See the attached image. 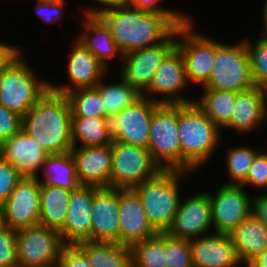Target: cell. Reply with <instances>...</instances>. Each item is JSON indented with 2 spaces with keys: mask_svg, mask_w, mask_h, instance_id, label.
I'll list each match as a JSON object with an SVG mask.
<instances>
[{
  "mask_svg": "<svg viewBox=\"0 0 267 267\" xmlns=\"http://www.w3.org/2000/svg\"><path fill=\"white\" fill-rule=\"evenodd\" d=\"M86 15L98 16L105 23L122 55L157 45L178 27L166 13L145 12L133 5L88 9Z\"/></svg>",
  "mask_w": 267,
  "mask_h": 267,
  "instance_id": "1",
  "label": "cell"
},
{
  "mask_svg": "<svg viewBox=\"0 0 267 267\" xmlns=\"http://www.w3.org/2000/svg\"><path fill=\"white\" fill-rule=\"evenodd\" d=\"M72 111L66 95L48 90L22 117V129L48 153L69 152L72 144Z\"/></svg>",
  "mask_w": 267,
  "mask_h": 267,
  "instance_id": "2",
  "label": "cell"
},
{
  "mask_svg": "<svg viewBox=\"0 0 267 267\" xmlns=\"http://www.w3.org/2000/svg\"><path fill=\"white\" fill-rule=\"evenodd\" d=\"M177 127L181 171H191L199 167L219 144L220 128L195 103H178Z\"/></svg>",
  "mask_w": 267,
  "mask_h": 267,
  "instance_id": "3",
  "label": "cell"
},
{
  "mask_svg": "<svg viewBox=\"0 0 267 267\" xmlns=\"http://www.w3.org/2000/svg\"><path fill=\"white\" fill-rule=\"evenodd\" d=\"M181 170L162 169L156 176L137 185L138 194L149 223L157 232H167L179 209L178 189Z\"/></svg>",
  "mask_w": 267,
  "mask_h": 267,
  "instance_id": "4",
  "label": "cell"
},
{
  "mask_svg": "<svg viewBox=\"0 0 267 267\" xmlns=\"http://www.w3.org/2000/svg\"><path fill=\"white\" fill-rule=\"evenodd\" d=\"M19 53L0 71V104L23 117L46 94L50 84L38 83Z\"/></svg>",
  "mask_w": 267,
  "mask_h": 267,
  "instance_id": "5",
  "label": "cell"
},
{
  "mask_svg": "<svg viewBox=\"0 0 267 267\" xmlns=\"http://www.w3.org/2000/svg\"><path fill=\"white\" fill-rule=\"evenodd\" d=\"M145 96L142 94L139 100L118 114L104 117L105 130L113 141L147 148L151 118L161 103H194L193 100L179 98V95L159 101Z\"/></svg>",
  "mask_w": 267,
  "mask_h": 267,
  "instance_id": "6",
  "label": "cell"
},
{
  "mask_svg": "<svg viewBox=\"0 0 267 267\" xmlns=\"http://www.w3.org/2000/svg\"><path fill=\"white\" fill-rule=\"evenodd\" d=\"M177 126L178 103H161L151 118L147 149L162 169L181 170V146Z\"/></svg>",
  "mask_w": 267,
  "mask_h": 267,
  "instance_id": "7",
  "label": "cell"
},
{
  "mask_svg": "<svg viewBox=\"0 0 267 267\" xmlns=\"http://www.w3.org/2000/svg\"><path fill=\"white\" fill-rule=\"evenodd\" d=\"M253 86L246 42L234 46L216 42L215 62L203 88L237 93Z\"/></svg>",
  "mask_w": 267,
  "mask_h": 267,
  "instance_id": "8",
  "label": "cell"
},
{
  "mask_svg": "<svg viewBox=\"0 0 267 267\" xmlns=\"http://www.w3.org/2000/svg\"><path fill=\"white\" fill-rule=\"evenodd\" d=\"M111 151L112 188L133 189L162 170L145 147L112 141Z\"/></svg>",
  "mask_w": 267,
  "mask_h": 267,
  "instance_id": "9",
  "label": "cell"
},
{
  "mask_svg": "<svg viewBox=\"0 0 267 267\" xmlns=\"http://www.w3.org/2000/svg\"><path fill=\"white\" fill-rule=\"evenodd\" d=\"M64 244L60 233L43 225L17 230L18 266L57 267Z\"/></svg>",
  "mask_w": 267,
  "mask_h": 267,
  "instance_id": "10",
  "label": "cell"
},
{
  "mask_svg": "<svg viewBox=\"0 0 267 267\" xmlns=\"http://www.w3.org/2000/svg\"><path fill=\"white\" fill-rule=\"evenodd\" d=\"M177 35V28L161 43L135 50L122 55L124 67L122 78L135 87L141 94L147 90L157 69L165 58L176 48L177 41L172 39Z\"/></svg>",
  "mask_w": 267,
  "mask_h": 267,
  "instance_id": "11",
  "label": "cell"
},
{
  "mask_svg": "<svg viewBox=\"0 0 267 267\" xmlns=\"http://www.w3.org/2000/svg\"><path fill=\"white\" fill-rule=\"evenodd\" d=\"M191 25H179L177 36H183L177 41L176 48L181 52L187 79L204 86L210 78L215 62L216 42L200 35L191 33Z\"/></svg>",
  "mask_w": 267,
  "mask_h": 267,
  "instance_id": "12",
  "label": "cell"
},
{
  "mask_svg": "<svg viewBox=\"0 0 267 267\" xmlns=\"http://www.w3.org/2000/svg\"><path fill=\"white\" fill-rule=\"evenodd\" d=\"M242 187L226 183L216 196L209 194L215 233L230 234L252 214L253 202Z\"/></svg>",
  "mask_w": 267,
  "mask_h": 267,
  "instance_id": "13",
  "label": "cell"
},
{
  "mask_svg": "<svg viewBox=\"0 0 267 267\" xmlns=\"http://www.w3.org/2000/svg\"><path fill=\"white\" fill-rule=\"evenodd\" d=\"M1 205L4 226L20 230L38 225L40 216V182L38 178L23 177Z\"/></svg>",
  "mask_w": 267,
  "mask_h": 267,
  "instance_id": "14",
  "label": "cell"
},
{
  "mask_svg": "<svg viewBox=\"0 0 267 267\" xmlns=\"http://www.w3.org/2000/svg\"><path fill=\"white\" fill-rule=\"evenodd\" d=\"M158 232L149 223L141 199L133 189H119V241L131 248Z\"/></svg>",
  "mask_w": 267,
  "mask_h": 267,
  "instance_id": "15",
  "label": "cell"
},
{
  "mask_svg": "<svg viewBox=\"0 0 267 267\" xmlns=\"http://www.w3.org/2000/svg\"><path fill=\"white\" fill-rule=\"evenodd\" d=\"M91 215V237L88 241L118 243L119 189L94 187Z\"/></svg>",
  "mask_w": 267,
  "mask_h": 267,
  "instance_id": "16",
  "label": "cell"
},
{
  "mask_svg": "<svg viewBox=\"0 0 267 267\" xmlns=\"http://www.w3.org/2000/svg\"><path fill=\"white\" fill-rule=\"evenodd\" d=\"M81 186L110 187L112 151L110 145L73 147L70 150Z\"/></svg>",
  "mask_w": 267,
  "mask_h": 267,
  "instance_id": "17",
  "label": "cell"
},
{
  "mask_svg": "<svg viewBox=\"0 0 267 267\" xmlns=\"http://www.w3.org/2000/svg\"><path fill=\"white\" fill-rule=\"evenodd\" d=\"M93 201L94 186H80L71 193L64 228L60 233L64 245H77L90 239Z\"/></svg>",
  "mask_w": 267,
  "mask_h": 267,
  "instance_id": "18",
  "label": "cell"
},
{
  "mask_svg": "<svg viewBox=\"0 0 267 267\" xmlns=\"http://www.w3.org/2000/svg\"><path fill=\"white\" fill-rule=\"evenodd\" d=\"M212 225L211 203L208 193L191 196L179 205L168 233L182 239L192 240L205 234Z\"/></svg>",
  "mask_w": 267,
  "mask_h": 267,
  "instance_id": "19",
  "label": "cell"
},
{
  "mask_svg": "<svg viewBox=\"0 0 267 267\" xmlns=\"http://www.w3.org/2000/svg\"><path fill=\"white\" fill-rule=\"evenodd\" d=\"M48 153L23 129L0 144V156L23 177L35 178Z\"/></svg>",
  "mask_w": 267,
  "mask_h": 267,
  "instance_id": "20",
  "label": "cell"
},
{
  "mask_svg": "<svg viewBox=\"0 0 267 267\" xmlns=\"http://www.w3.org/2000/svg\"><path fill=\"white\" fill-rule=\"evenodd\" d=\"M193 267H237L239 259L229 234L190 240Z\"/></svg>",
  "mask_w": 267,
  "mask_h": 267,
  "instance_id": "21",
  "label": "cell"
},
{
  "mask_svg": "<svg viewBox=\"0 0 267 267\" xmlns=\"http://www.w3.org/2000/svg\"><path fill=\"white\" fill-rule=\"evenodd\" d=\"M266 112L262 90L260 87L253 86L236 93L231 119L224 127L248 132L263 121Z\"/></svg>",
  "mask_w": 267,
  "mask_h": 267,
  "instance_id": "22",
  "label": "cell"
},
{
  "mask_svg": "<svg viewBox=\"0 0 267 267\" xmlns=\"http://www.w3.org/2000/svg\"><path fill=\"white\" fill-rule=\"evenodd\" d=\"M229 235L240 263L248 264L267 248V229L253 213Z\"/></svg>",
  "mask_w": 267,
  "mask_h": 267,
  "instance_id": "23",
  "label": "cell"
},
{
  "mask_svg": "<svg viewBox=\"0 0 267 267\" xmlns=\"http://www.w3.org/2000/svg\"><path fill=\"white\" fill-rule=\"evenodd\" d=\"M69 80L75 87L95 88L106 72L105 67L83 44L76 40L75 47L68 60Z\"/></svg>",
  "mask_w": 267,
  "mask_h": 267,
  "instance_id": "24",
  "label": "cell"
},
{
  "mask_svg": "<svg viewBox=\"0 0 267 267\" xmlns=\"http://www.w3.org/2000/svg\"><path fill=\"white\" fill-rule=\"evenodd\" d=\"M71 191L49 185H40L39 224L59 233L63 231Z\"/></svg>",
  "mask_w": 267,
  "mask_h": 267,
  "instance_id": "25",
  "label": "cell"
},
{
  "mask_svg": "<svg viewBox=\"0 0 267 267\" xmlns=\"http://www.w3.org/2000/svg\"><path fill=\"white\" fill-rule=\"evenodd\" d=\"M188 83L181 52L175 48L161 63L146 91L171 96Z\"/></svg>",
  "mask_w": 267,
  "mask_h": 267,
  "instance_id": "26",
  "label": "cell"
},
{
  "mask_svg": "<svg viewBox=\"0 0 267 267\" xmlns=\"http://www.w3.org/2000/svg\"><path fill=\"white\" fill-rule=\"evenodd\" d=\"M83 25L87 31L78 37V41L83 44L105 67V61L117 54L122 55L112 39L110 29L98 16L85 15ZM89 32V33H88ZM90 33L94 36L90 37Z\"/></svg>",
  "mask_w": 267,
  "mask_h": 267,
  "instance_id": "27",
  "label": "cell"
},
{
  "mask_svg": "<svg viewBox=\"0 0 267 267\" xmlns=\"http://www.w3.org/2000/svg\"><path fill=\"white\" fill-rule=\"evenodd\" d=\"M41 167L46 180L39 181L40 185L60 187L71 192L81 186L76 173L75 161L70 151L48 155Z\"/></svg>",
  "mask_w": 267,
  "mask_h": 267,
  "instance_id": "28",
  "label": "cell"
},
{
  "mask_svg": "<svg viewBox=\"0 0 267 267\" xmlns=\"http://www.w3.org/2000/svg\"><path fill=\"white\" fill-rule=\"evenodd\" d=\"M50 90L66 95L72 111V117H98L106 116L100 96V83L95 88L72 89L71 86H52Z\"/></svg>",
  "mask_w": 267,
  "mask_h": 267,
  "instance_id": "29",
  "label": "cell"
},
{
  "mask_svg": "<svg viewBox=\"0 0 267 267\" xmlns=\"http://www.w3.org/2000/svg\"><path fill=\"white\" fill-rule=\"evenodd\" d=\"M77 246L92 267H132L130 248L119 243L84 241Z\"/></svg>",
  "mask_w": 267,
  "mask_h": 267,
  "instance_id": "30",
  "label": "cell"
},
{
  "mask_svg": "<svg viewBox=\"0 0 267 267\" xmlns=\"http://www.w3.org/2000/svg\"><path fill=\"white\" fill-rule=\"evenodd\" d=\"M236 92L205 89L202 99L194 103L220 128L231 119Z\"/></svg>",
  "mask_w": 267,
  "mask_h": 267,
  "instance_id": "31",
  "label": "cell"
},
{
  "mask_svg": "<svg viewBox=\"0 0 267 267\" xmlns=\"http://www.w3.org/2000/svg\"><path fill=\"white\" fill-rule=\"evenodd\" d=\"M72 144L80 140L83 146H102L112 144V139L105 130L104 118L72 117Z\"/></svg>",
  "mask_w": 267,
  "mask_h": 267,
  "instance_id": "32",
  "label": "cell"
},
{
  "mask_svg": "<svg viewBox=\"0 0 267 267\" xmlns=\"http://www.w3.org/2000/svg\"><path fill=\"white\" fill-rule=\"evenodd\" d=\"M100 96L106 115L118 114L126 107L133 105L142 94L128 84L123 78L121 83L103 85L100 82Z\"/></svg>",
  "mask_w": 267,
  "mask_h": 267,
  "instance_id": "33",
  "label": "cell"
},
{
  "mask_svg": "<svg viewBox=\"0 0 267 267\" xmlns=\"http://www.w3.org/2000/svg\"><path fill=\"white\" fill-rule=\"evenodd\" d=\"M132 267H166L164 232H158L130 248Z\"/></svg>",
  "mask_w": 267,
  "mask_h": 267,
  "instance_id": "34",
  "label": "cell"
},
{
  "mask_svg": "<svg viewBox=\"0 0 267 267\" xmlns=\"http://www.w3.org/2000/svg\"><path fill=\"white\" fill-rule=\"evenodd\" d=\"M166 267H193L190 240L164 232Z\"/></svg>",
  "mask_w": 267,
  "mask_h": 267,
  "instance_id": "35",
  "label": "cell"
},
{
  "mask_svg": "<svg viewBox=\"0 0 267 267\" xmlns=\"http://www.w3.org/2000/svg\"><path fill=\"white\" fill-rule=\"evenodd\" d=\"M257 153L247 147H237L228 152V173L234 181L228 184L241 185L246 180L248 171Z\"/></svg>",
  "mask_w": 267,
  "mask_h": 267,
  "instance_id": "36",
  "label": "cell"
},
{
  "mask_svg": "<svg viewBox=\"0 0 267 267\" xmlns=\"http://www.w3.org/2000/svg\"><path fill=\"white\" fill-rule=\"evenodd\" d=\"M252 47L246 42L250 58L251 75L254 86L262 87L267 83V38L262 35Z\"/></svg>",
  "mask_w": 267,
  "mask_h": 267,
  "instance_id": "37",
  "label": "cell"
},
{
  "mask_svg": "<svg viewBox=\"0 0 267 267\" xmlns=\"http://www.w3.org/2000/svg\"><path fill=\"white\" fill-rule=\"evenodd\" d=\"M0 267H18L17 230L0 229Z\"/></svg>",
  "mask_w": 267,
  "mask_h": 267,
  "instance_id": "38",
  "label": "cell"
},
{
  "mask_svg": "<svg viewBox=\"0 0 267 267\" xmlns=\"http://www.w3.org/2000/svg\"><path fill=\"white\" fill-rule=\"evenodd\" d=\"M20 172L0 156V204H2L22 180Z\"/></svg>",
  "mask_w": 267,
  "mask_h": 267,
  "instance_id": "39",
  "label": "cell"
},
{
  "mask_svg": "<svg viewBox=\"0 0 267 267\" xmlns=\"http://www.w3.org/2000/svg\"><path fill=\"white\" fill-rule=\"evenodd\" d=\"M267 188V153H257L248 171L246 180L241 184Z\"/></svg>",
  "mask_w": 267,
  "mask_h": 267,
  "instance_id": "40",
  "label": "cell"
},
{
  "mask_svg": "<svg viewBox=\"0 0 267 267\" xmlns=\"http://www.w3.org/2000/svg\"><path fill=\"white\" fill-rule=\"evenodd\" d=\"M22 129V116L0 104V144Z\"/></svg>",
  "mask_w": 267,
  "mask_h": 267,
  "instance_id": "41",
  "label": "cell"
},
{
  "mask_svg": "<svg viewBox=\"0 0 267 267\" xmlns=\"http://www.w3.org/2000/svg\"><path fill=\"white\" fill-rule=\"evenodd\" d=\"M57 267H92L86 254L77 245H64Z\"/></svg>",
  "mask_w": 267,
  "mask_h": 267,
  "instance_id": "42",
  "label": "cell"
},
{
  "mask_svg": "<svg viewBox=\"0 0 267 267\" xmlns=\"http://www.w3.org/2000/svg\"><path fill=\"white\" fill-rule=\"evenodd\" d=\"M159 0H133L132 5L145 12H150V13H166L178 26L179 25H186V24H191L189 18L183 16L182 14L180 15L178 12H173L170 10H166L163 7H159L158 4Z\"/></svg>",
  "mask_w": 267,
  "mask_h": 267,
  "instance_id": "43",
  "label": "cell"
},
{
  "mask_svg": "<svg viewBox=\"0 0 267 267\" xmlns=\"http://www.w3.org/2000/svg\"><path fill=\"white\" fill-rule=\"evenodd\" d=\"M64 0H38L36 12L46 23H54L63 14Z\"/></svg>",
  "mask_w": 267,
  "mask_h": 267,
  "instance_id": "44",
  "label": "cell"
},
{
  "mask_svg": "<svg viewBox=\"0 0 267 267\" xmlns=\"http://www.w3.org/2000/svg\"><path fill=\"white\" fill-rule=\"evenodd\" d=\"M252 213L265 225L267 229V193L254 200Z\"/></svg>",
  "mask_w": 267,
  "mask_h": 267,
  "instance_id": "45",
  "label": "cell"
},
{
  "mask_svg": "<svg viewBox=\"0 0 267 267\" xmlns=\"http://www.w3.org/2000/svg\"><path fill=\"white\" fill-rule=\"evenodd\" d=\"M17 51L15 47L0 43V71Z\"/></svg>",
  "mask_w": 267,
  "mask_h": 267,
  "instance_id": "46",
  "label": "cell"
},
{
  "mask_svg": "<svg viewBox=\"0 0 267 267\" xmlns=\"http://www.w3.org/2000/svg\"><path fill=\"white\" fill-rule=\"evenodd\" d=\"M248 264L250 267H267V248L252 259Z\"/></svg>",
  "mask_w": 267,
  "mask_h": 267,
  "instance_id": "47",
  "label": "cell"
},
{
  "mask_svg": "<svg viewBox=\"0 0 267 267\" xmlns=\"http://www.w3.org/2000/svg\"><path fill=\"white\" fill-rule=\"evenodd\" d=\"M95 1L103 4L104 6H108V8H105V9H109L112 7H121V6L132 5L133 0H95Z\"/></svg>",
  "mask_w": 267,
  "mask_h": 267,
  "instance_id": "48",
  "label": "cell"
},
{
  "mask_svg": "<svg viewBox=\"0 0 267 267\" xmlns=\"http://www.w3.org/2000/svg\"><path fill=\"white\" fill-rule=\"evenodd\" d=\"M261 90H262V94H263V99H264V108H265V111L267 110L266 108V99H267V83L264 84L262 87H260Z\"/></svg>",
  "mask_w": 267,
  "mask_h": 267,
  "instance_id": "49",
  "label": "cell"
},
{
  "mask_svg": "<svg viewBox=\"0 0 267 267\" xmlns=\"http://www.w3.org/2000/svg\"><path fill=\"white\" fill-rule=\"evenodd\" d=\"M264 32L262 35L267 31V0L265 1V6H264Z\"/></svg>",
  "mask_w": 267,
  "mask_h": 267,
  "instance_id": "50",
  "label": "cell"
},
{
  "mask_svg": "<svg viewBox=\"0 0 267 267\" xmlns=\"http://www.w3.org/2000/svg\"><path fill=\"white\" fill-rule=\"evenodd\" d=\"M4 227V222H3V209L2 205L0 204V229Z\"/></svg>",
  "mask_w": 267,
  "mask_h": 267,
  "instance_id": "51",
  "label": "cell"
},
{
  "mask_svg": "<svg viewBox=\"0 0 267 267\" xmlns=\"http://www.w3.org/2000/svg\"><path fill=\"white\" fill-rule=\"evenodd\" d=\"M263 35L267 38V31Z\"/></svg>",
  "mask_w": 267,
  "mask_h": 267,
  "instance_id": "52",
  "label": "cell"
}]
</instances>
